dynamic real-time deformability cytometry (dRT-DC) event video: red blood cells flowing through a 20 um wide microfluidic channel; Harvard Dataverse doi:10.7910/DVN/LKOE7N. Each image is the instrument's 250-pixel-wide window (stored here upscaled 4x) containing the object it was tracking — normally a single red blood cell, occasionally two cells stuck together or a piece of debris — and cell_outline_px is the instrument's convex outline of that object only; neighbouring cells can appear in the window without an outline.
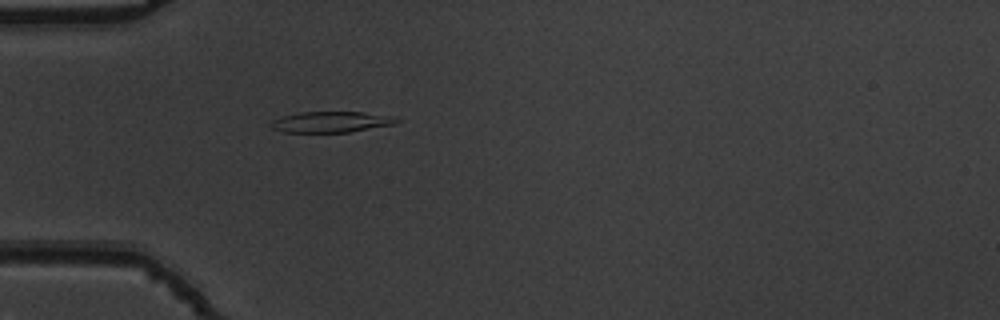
{"species": "common noctule bat (a hibernating species)", "species_latin": "Nyctalus noctula", "temperature_condition": "warm", "stored_images_in_passage": 39, "camera_frame_rate_fps": 3000, "um_per_image_px": 0.085, "animal": {"sex": "male", "body_mass_g": 19.5, "forearm_length_mm": 54.6}, "frame": {"image": 1, "passage_image": 2, "time_ms": 0.333, "image_size_px": [1000, 320], "cell_outline_px": [[400, 120], [396, 124], [348, 132], [284, 132], [268, 128], [268, 124], [272, 120], [284, 116], [300, 112], [364, 112], [384, 116]], "centroid_in_image_um": [28.03, 10.37], "position_along_channel_um": 57.0, "area_um2": 15.14}}
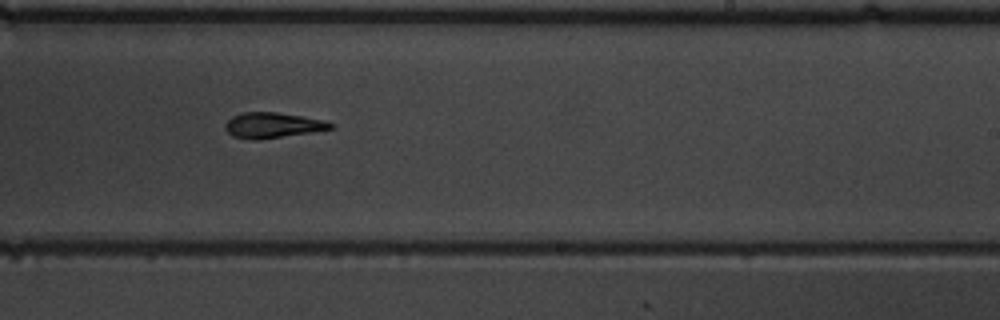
{"frame": {"image": 2, "passage_image": 19, "time_ms": 6.0, "image_size_px": [1000, 320], "cell_outline_px": [[336, 124], [332, 128], [260, 140], [248, 140], [232, 136], [224, 128], [228, 120], [232, 116], [244, 112], [276, 112], [324, 120]], "centroid_in_image_um": [23.13, 10.65], "position_along_channel_um": 265.9, "area_um2": 15.49}}
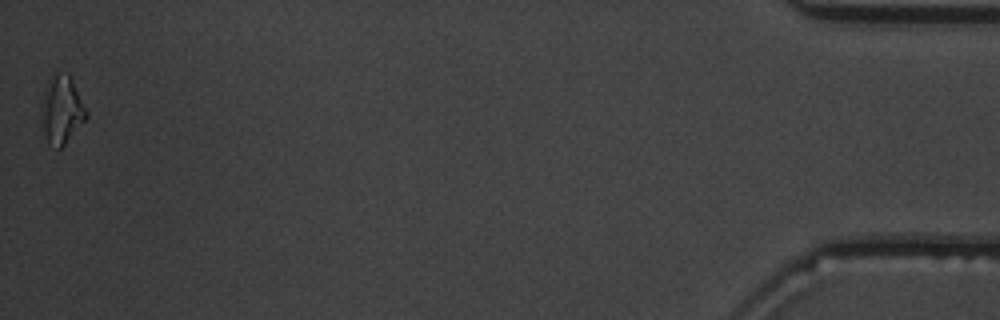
{"frame": {"image": 3, "passage_image": 39, "time_ms": 12.667, "image_size_px": [1000, 320], "cell_outline_px": [[88, 116], [64, 144], [60, 148], [56, 148], [48, 144], [44, 132], [40, 104], [44, 88], [52, 72], [56, 68], [68, 72], [72, 76], [88, 112]], "centroid_in_image_um": [5.23, 9.21], "position_along_channel_um": 430.0, "area_um2": 18.38}, "authors_computed_cell_mechanics": {"area_um2": 15.9528, "velocity_mm_per_s": 3.8175, "shape_relaxation_time_tau1_ms": 4.59, "shape_relaxation_time_tau2_ms": 7.2282, "deformation_change_tau1": 0.1495, "deformation_change_tau2": 0.1728}}